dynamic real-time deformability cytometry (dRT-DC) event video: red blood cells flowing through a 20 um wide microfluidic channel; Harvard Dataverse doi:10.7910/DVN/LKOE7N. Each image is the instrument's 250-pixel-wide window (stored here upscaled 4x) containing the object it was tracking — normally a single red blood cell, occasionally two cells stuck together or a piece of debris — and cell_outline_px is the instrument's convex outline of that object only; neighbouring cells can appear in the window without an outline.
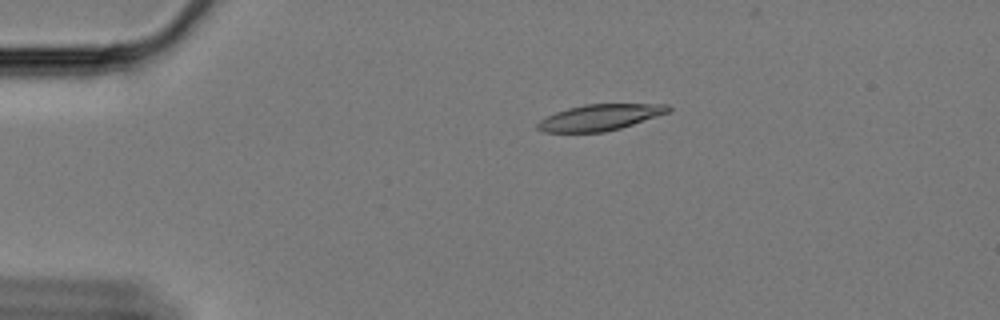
{"species": "Egyptian fruit bat (a non-hibernating species)", "species_latin": "Rousettus aegyptiacus", "temperature_condition": "cold", "stored_images_in_passage": 51, "camera_frame_rate_fps": 3000, "um_per_image_px": 0.085, "animal": {"sex": "female"}, "frame": {"image": 1, "passage_image": 5, "time_ms": 1.333, "image_size_px": [1000, 320], "cell_outline_px": [[672, 108], [668, 112], [620, 128], [604, 132], [544, 132], [536, 128], [536, 124], [540, 120], [556, 112], [568, 108], [584, 104], [668, 104]], "centroid_in_image_um": [50.96, 9.97], "position_along_channel_um": 34.0, "area_um2": 19.65}}
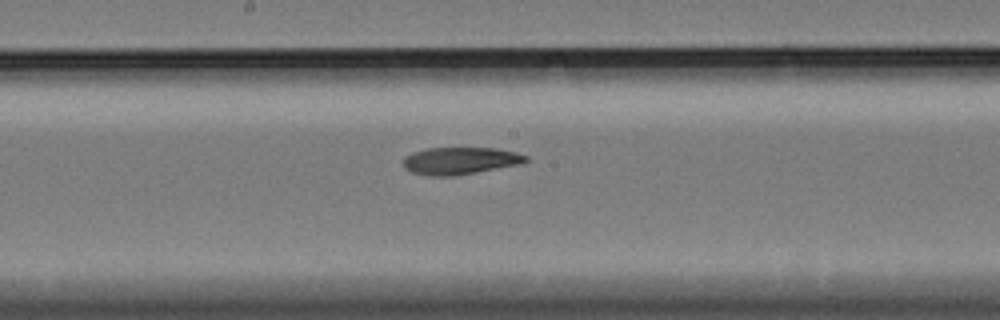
{"frame": {"image": 2, "passage_image": 25, "time_ms": 8.0, "image_size_px": [1000, 320], "cell_outline_px": [[528, 160], [524, 164], [452, 176], [428, 176], [412, 172], [404, 168], [404, 156], [412, 152], [428, 148], [496, 148], [516, 152], [528, 156]], "centroid_in_image_um": [39.14, 13.66], "position_along_channel_um": 209.1, "area_um2": 19.59}}
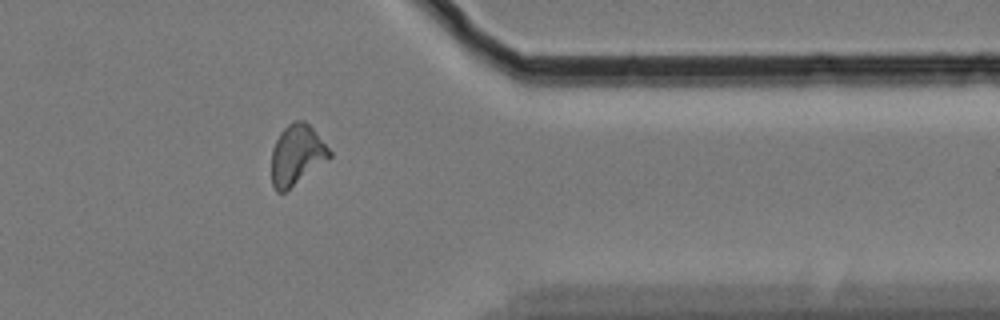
{"frame": {"image": 3, "passage_image": 42, "time_ms": 13.667, "image_size_px": [1000, 320], "cell_outline_px": [[332, 156], [284, 192], [276, 192], [272, 184], [272, 148], [280, 132], [292, 120], [304, 120], [312, 128], [332, 152]], "centroid_in_image_um": [25.21, 13.14], "position_along_channel_um": 386.2, "area_um2": 20.06}}